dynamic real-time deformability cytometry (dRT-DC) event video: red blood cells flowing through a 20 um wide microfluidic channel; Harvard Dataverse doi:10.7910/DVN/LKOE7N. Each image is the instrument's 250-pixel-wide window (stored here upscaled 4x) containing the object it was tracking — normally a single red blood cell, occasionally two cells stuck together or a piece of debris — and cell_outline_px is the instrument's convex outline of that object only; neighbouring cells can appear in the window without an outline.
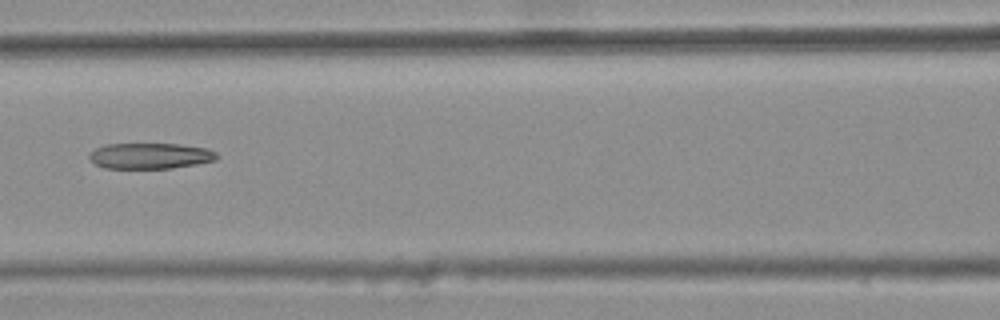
{"species": "common noctule bat (a hibernating species)", "species_latin": "Nyctalus noctula", "temperature_condition": "warm", "stored_images_in_passage": 8, "camera_frame_rate_fps": 3000, "um_per_image_px": 0.085, "animal": {"sex": "female", "body_mass_g": 25.1}, "frame": {"image": 1, "passage_image": 8, "time_ms": 2.333, "image_size_px": [1000, 320], "cell_outline_px": [[220, 156], [216, 160], [196, 164], [172, 168], [104, 168], [96, 164], [88, 156], [96, 148], [104, 144], [180, 144], [208, 148], [216, 152]], "centroid_in_image_um": [12.81, 13.24], "position_along_channel_um": 153.8, "area_um2": 19.19}}